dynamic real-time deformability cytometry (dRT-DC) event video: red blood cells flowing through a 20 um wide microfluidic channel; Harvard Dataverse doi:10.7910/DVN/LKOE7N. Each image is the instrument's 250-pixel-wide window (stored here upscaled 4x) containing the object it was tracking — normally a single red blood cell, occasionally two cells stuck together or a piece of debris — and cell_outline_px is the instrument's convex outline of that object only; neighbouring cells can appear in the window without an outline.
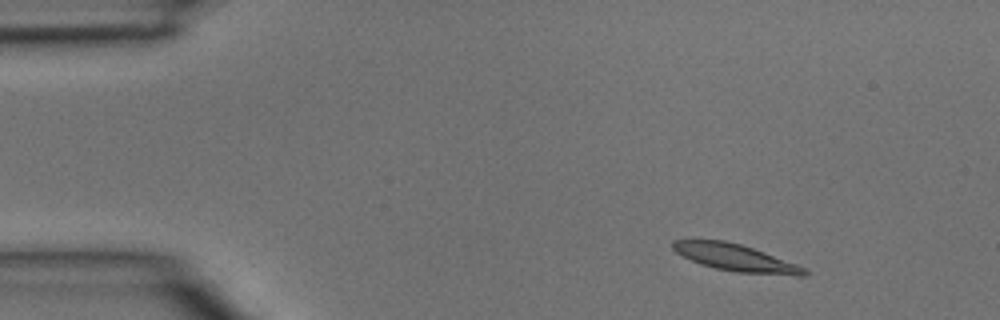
{"species": "common noctule bat (a hibernating species)", "species_latin": "Nyctalus noctula", "temperature_condition": "room temperature", "stored_images_in_passage": 5, "camera_frame_rate_fps": 3000, "um_per_image_px": 0.085, "animal": {"sex": "male", "body_mass_g": 15.6}, "frame": {"image": 1, "passage_image": 2, "time_ms": 0.333, "image_size_px": [1000, 320], "cell_outline_px": [[812, 272], [808, 276], [796, 276], [736, 272], [716, 268], [700, 264], [676, 252], [672, 248], [672, 240], [724, 240], [740, 244], [764, 252], [808, 268]], "centroid_in_image_um": [62.62, 21.93], "position_along_channel_um": 22.4, "area_um2": 20.75}}
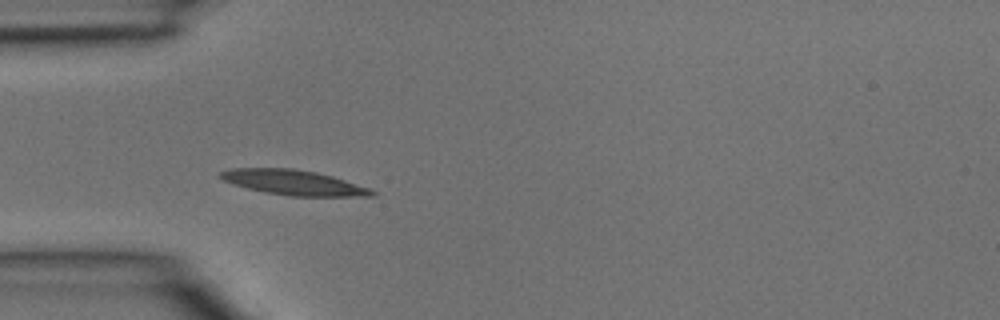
{"frame": {"image": 2, "passage_image": 4, "time_ms": 1.0, "image_size_px": [1000, 320], "cell_outline_px": [[376, 196], [292, 196], [264, 192], [248, 188], [224, 180], [216, 176], [220, 172], [228, 168], [292, 168], [316, 172], [332, 176], [372, 188], [376, 192]], "centroid_in_image_um": [24.99, 15.51], "position_along_channel_um": 60.0, "area_um2": 22.14}}